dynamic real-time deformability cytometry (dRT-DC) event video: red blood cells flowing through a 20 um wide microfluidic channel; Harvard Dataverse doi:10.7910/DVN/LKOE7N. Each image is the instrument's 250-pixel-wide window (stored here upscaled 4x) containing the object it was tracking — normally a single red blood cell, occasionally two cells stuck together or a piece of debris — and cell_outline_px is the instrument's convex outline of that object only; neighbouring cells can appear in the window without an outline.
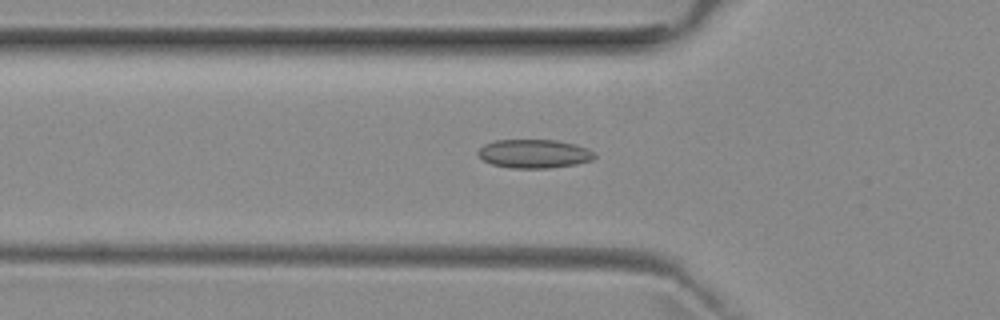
{"species": "common noctule bat (a hibernating species)", "species_latin": "Nyctalus noctula", "temperature_condition": "room temperature", "stored_images_in_passage": 17, "camera_frame_rate_fps": 3000, "um_per_image_px": 0.085, "animal": {"sex": "female", "body_mass_g": 29.2, "forearm_length_mm": 56.3}, "frame": {"image": 1, "passage_image": 4, "time_ms": 1.0, "image_size_px": [1000, 320], "cell_outline_px": [[596, 156], [592, 160], [576, 164], [548, 168], [512, 168], [492, 164], [484, 160], [476, 152], [484, 144], [496, 140], [556, 140], [576, 144], [588, 148], [596, 152]], "centroid_in_image_um": [45.44, 13.06], "position_along_channel_um": 80.4, "area_um2": 19.54}}
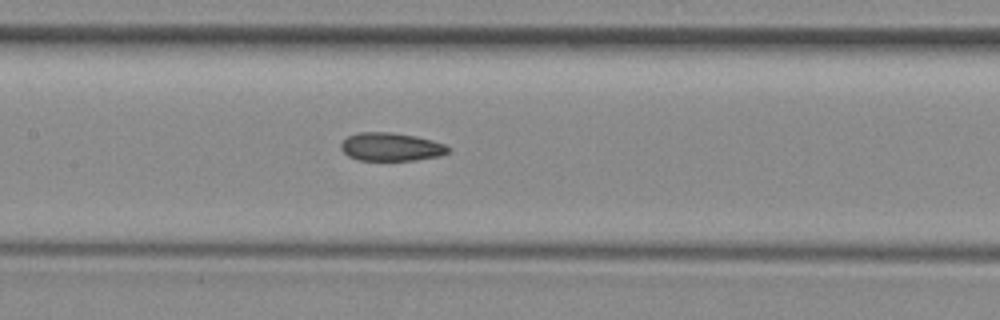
{"frame": {"image": 2, "passage_image": 11, "time_ms": 3.333, "image_size_px": [1000, 320], "cell_outline_px": [[452, 148], [448, 152], [440, 156], [416, 160], [356, 160], [348, 156], [340, 148], [340, 144], [348, 136], [356, 132], [392, 132], [416, 136], [432, 140], [444, 144]], "centroid_in_image_um": [33.24, 12.48], "position_along_channel_um": 174.2, "area_um2": 17.8}}
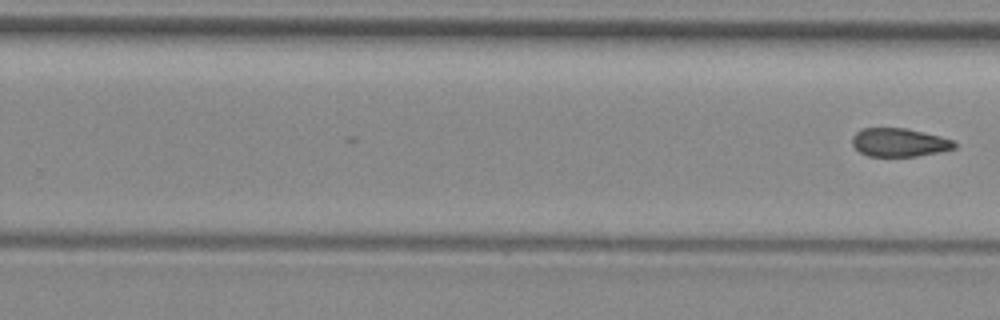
{"frame": {"image": 3, "passage_image": 17, "time_ms": 5.333, "image_size_px": [1000, 320], "cell_outline_px": [[956, 148], [916, 156], [868, 156], [860, 152], [852, 144], [852, 136], [860, 128], [908, 128], [940, 136], [952, 140], [956, 144]], "centroid_in_image_um": [76.4, 12.09], "position_along_channel_um": 253.4, "area_um2": 16.88}}